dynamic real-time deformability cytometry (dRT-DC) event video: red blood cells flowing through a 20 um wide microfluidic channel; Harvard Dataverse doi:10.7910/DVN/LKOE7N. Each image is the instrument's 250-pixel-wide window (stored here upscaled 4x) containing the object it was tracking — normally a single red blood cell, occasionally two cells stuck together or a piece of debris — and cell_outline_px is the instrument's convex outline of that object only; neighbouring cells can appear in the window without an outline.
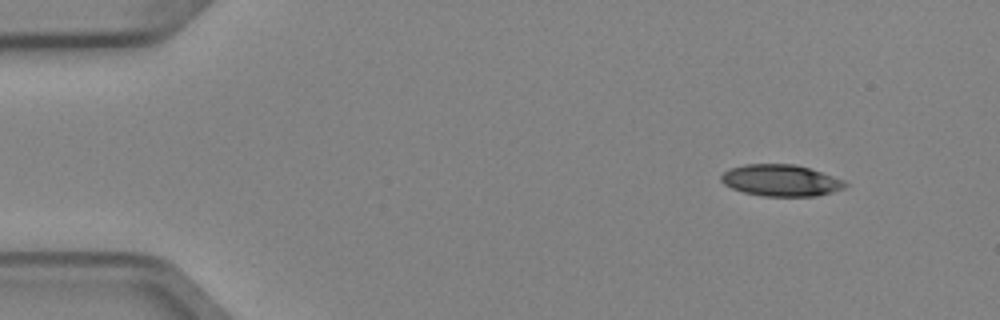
{"species": "Egyptian fruit bat (a non-hibernating species)", "species_latin": "Rousettus aegyptiacus", "temperature_condition": "cold", "stored_images_in_passage": 4, "camera_frame_rate_fps": 3000, "um_per_image_px": 0.085, "animal": {"sex": "female"}, "frame": {"image": 1, "passage_image": 1, "time_ms": 0.0, "image_size_px": [1000, 320], "cell_outline_px": [[848, 184], [844, 188], [832, 192], [816, 196], [764, 196], [744, 192], [732, 188], [724, 184], [720, 180], [720, 176], [728, 168], [744, 164], [796, 164], [844, 180]], "centroid_in_image_um": [66.34, 15.33], "position_along_channel_um": 18.7, "area_um2": 22.77}}
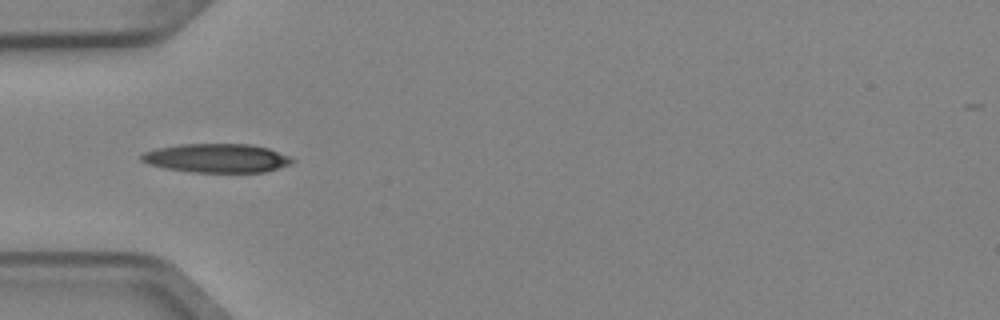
{"frame": {"image": 2, "passage_image": 4, "time_ms": 1.0, "image_size_px": [1000, 320], "cell_outline_px": [[296, 160], [292, 164], [264, 172], [192, 172], [164, 168], [148, 164], [140, 160], [140, 156], [144, 152], [156, 148], [180, 144], [248, 144], [268, 148], [288, 156]], "centroid_in_image_um": [18.41, 13.44], "position_along_channel_um": 66.6, "area_um2": 25.37}}